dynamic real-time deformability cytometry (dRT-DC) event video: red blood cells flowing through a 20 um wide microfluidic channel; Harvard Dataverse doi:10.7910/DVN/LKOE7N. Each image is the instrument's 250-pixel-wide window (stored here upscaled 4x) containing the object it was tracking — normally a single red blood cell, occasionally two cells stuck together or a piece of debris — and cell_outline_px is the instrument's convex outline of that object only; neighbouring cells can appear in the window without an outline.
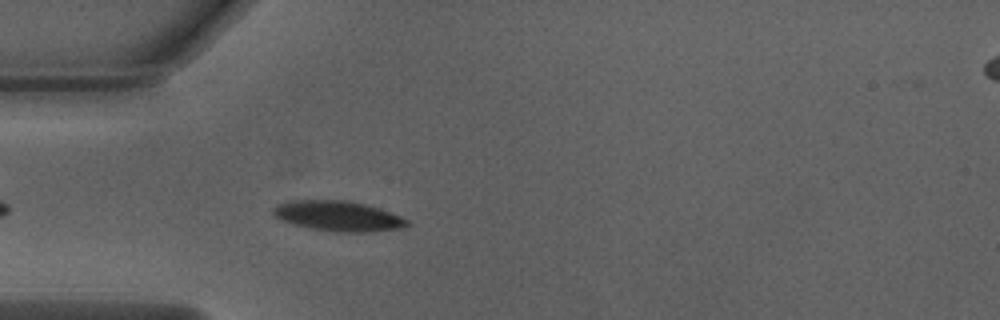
{"species": "Egyptian fruit bat (a non-hibernating species)", "species_latin": "Rousettus aegyptiacus", "temperature_condition": "warm", "stored_images_in_passage": 39, "camera_frame_rate_fps": 3000, "um_per_image_px": 0.085, "animal": {"sex": "male"}, "frame": {"image": 1, "passage_image": 5, "time_ms": 1.333, "image_size_px": [1000, 320], "cell_outline_px": [[412, 224], [400, 228], [372, 232], [332, 232], [292, 224], [280, 220], [272, 212], [272, 208], [280, 204], [296, 200], [348, 200], [364, 204], [400, 216], [408, 220]], "centroid_in_image_um": [28.74, 18.37], "position_along_channel_um": 56.3, "area_um2": 23.41}}
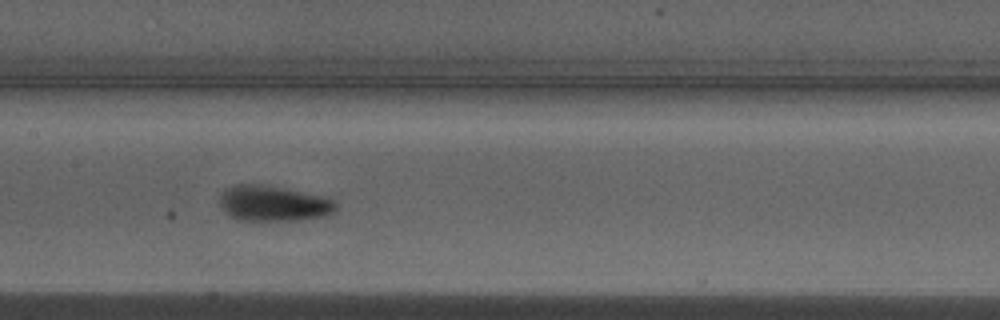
{"frame": {"image": 2, "passage_image": 15, "time_ms": 4.667, "image_size_px": [1000, 320], "cell_outline_px": [[336, 212], [324, 216], [296, 220], [236, 220], [220, 204], [220, 192], [224, 188], [236, 184], [260, 184], [328, 196], [336, 204]], "centroid_in_image_um": [23.26, 17.27], "position_along_channel_um": 184.1, "area_um2": 24.1}}
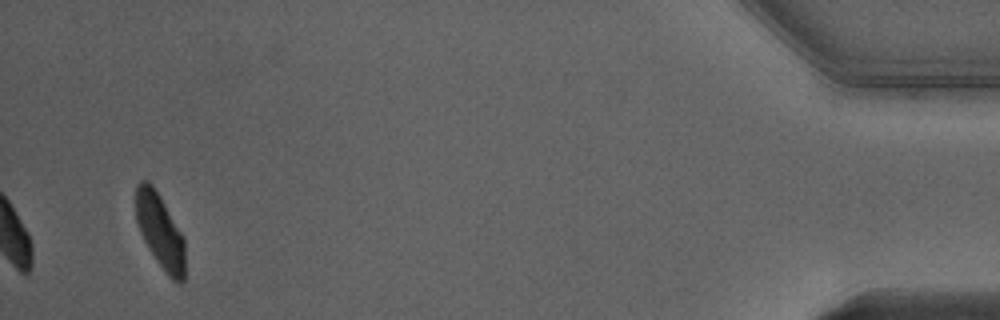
{"frame": {"image": 3, "passage_image": 39, "time_ms": 12.667, "image_size_px": [1000, 320], "cell_outline_px": [[184, 284], [180, 284], [172, 280], [168, 276], [144, 240], [140, 232], [136, 220], [136, 184], [140, 180], [148, 180], [152, 184], [160, 196], [184, 236]], "centroid_in_image_um": [13.62, 19.62], "position_along_channel_um": 421.6, "area_um2": 21.27}, "authors_computed_cell_mechanics": {"area_um2": 21.097, "velocity_mm_per_s": 4.0123, "shape_relaxation_time_tau1_ms": 2.5236, "shape_relaxation_time_tau2_ms": null, "deformation_change_tau1": 0.167, "deformation_change_tau2": null}}